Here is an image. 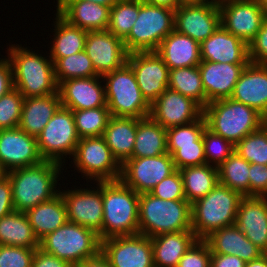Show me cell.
I'll return each mask as SVG.
<instances>
[{"instance_id":"cell-1","label":"cell","mask_w":267,"mask_h":267,"mask_svg":"<svg viewBox=\"0 0 267 267\" xmlns=\"http://www.w3.org/2000/svg\"><path fill=\"white\" fill-rule=\"evenodd\" d=\"M61 167L59 163L44 160L40 164L5 173L10 180L15 211L26 212L56 196Z\"/></svg>"},{"instance_id":"cell-2","label":"cell","mask_w":267,"mask_h":267,"mask_svg":"<svg viewBox=\"0 0 267 267\" xmlns=\"http://www.w3.org/2000/svg\"><path fill=\"white\" fill-rule=\"evenodd\" d=\"M7 51L12 66L14 88L24 98L59 93L54 63L49 56L48 59L38 52L15 44Z\"/></svg>"},{"instance_id":"cell-3","label":"cell","mask_w":267,"mask_h":267,"mask_svg":"<svg viewBox=\"0 0 267 267\" xmlns=\"http://www.w3.org/2000/svg\"><path fill=\"white\" fill-rule=\"evenodd\" d=\"M139 196L121 180L102 181V240L139 233Z\"/></svg>"},{"instance_id":"cell-4","label":"cell","mask_w":267,"mask_h":267,"mask_svg":"<svg viewBox=\"0 0 267 267\" xmlns=\"http://www.w3.org/2000/svg\"><path fill=\"white\" fill-rule=\"evenodd\" d=\"M243 196L218 183L206 196L191 204L192 231L205 239L213 231L234 225Z\"/></svg>"},{"instance_id":"cell-5","label":"cell","mask_w":267,"mask_h":267,"mask_svg":"<svg viewBox=\"0 0 267 267\" xmlns=\"http://www.w3.org/2000/svg\"><path fill=\"white\" fill-rule=\"evenodd\" d=\"M180 231H192L191 204L187 200H164L150 193L140 194V234L152 238Z\"/></svg>"},{"instance_id":"cell-6","label":"cell","mask_w":267,"mask_h":267,"mask_svg":"<svg viewBox=\"0 0 267 267\" xmlns=\"http://www.w3.org/2000/svg\"><path fill=\"white\" fill-rule=\"evenodd\" d=\"M203 115L209 130L234 145L267 122L255 109L231 98L208 103Z\"/></svg>"},{"instance_id":"cell-7","label":"cell","mask_w":267,"mask_h":267,"mask_svg":"<svg viewBox=\"0 0 267 267\" xmlns=\"http://www.w3.org/2000/svg\"><path fill=\"white\" fill-rule=\"evenodd\" d=\"M39 248L73 267L101 251L99 235L92 229L67 221L40 240Z\"/></svg>"},{"instance_id":"cell-8","label":"cell","mask_w":267,"mask_h":267,"mask_svg":"<svg viewBox=\"0 0 267 267\" xmlns=\"http://www.w3.org/2000/svg\"><path fill=\"white\" fill-rule=\"evenodd\" d=\"M105 84L107 107L111 116L149 117L150 104L138 87L135 74L126 62L122 67L102 76Z\"/></svg>"},{"instance_id":"cell-9","label":"cell","mask_w":267,"mask_h":267,"mask_svg":"<svg viewBox=\"0 0 267 267\" xmlns=\"http://www.w3.org/2000/svg\"><path fill=\"white\" fill-rule=\"evenodd\" d=\"M175 10L139 0V15L124 39L128 53L156 51L162 40L174 30Z\"/></svg>"},{"instance_id":"cell-10","label":"cell","mask_w":267,"mask_h":267,"mask_svg":"<svg viewBox=\"0 0 267 267\" xmlns=\"http://www.w3.org/2000/svg\"><path fill=\"white\" fill-rule=\"evenodd\" d=\"M79 140L73 112L62 106L37 136L38 149L42 158L61 165H65L62 164L65 163L64 156L73 157Z\"/></svg>"},{"instance_id":"cell-11","label":"cell","mask_w":267,"mask_h":267,"mask_svg":"<svg viewBox=\"0 0 267 267\" xmlns=\"http://www.w3.org/2000/svg\"><path fill=\"white\" fill-rule=\"evenodd\" d=\"M72 159L76 170L83 173L86 180H120L121 165L114 158L103 136L81 138Z\"/></svg>"},{"instance_id":"cell-12","label":"cell","mask_w":267,"mask_h":267,"mask_svg":"<svg viewBox=\"0 0 267 267\" xmlns=\"http://www.w3.org/2000/svg\"><path fill=\"white\" fill-rule=\"evenodd\" d=\"M175 171L169 153L156 157L130 158L121 166L120 180L138 194L149 193Z\"/></svg>"},{"instance_id":"cell-13","label":"cell","mask_w":267,"mask_h":267,"mask_svg":"<svg viewBox=\"0 0 267 267\" xmlns=\"http://www.w3.org/2000/svg\"><path fill=\"white\" fill-rule=\"evenodd\" d=\"M220 24L247 45L267 19L257 0H220Z\"/></svg>"},{"instance_id":"cell-14","label":"cell","mask_w":267,"mask_h":267,"mask_svg":"<svg viewBox=\"0 0 267 267\" xmlns=\"http://www.w3.org/2000/svg\"><path fill=\"white\" fill-rule=\"evenodd\" d=\"M101 252L111 267H154L151 238L140 233L106 238Z\"/></svg>"},{"instance_id":"cell-15","label":"cell","mask_w":267,"mask_h":267,"mask_svg":"<svg viewBox=\"0 0 267 267\" xmlns=\"http://www.w3.org/2000/svg\"><path fill=\"white\" fill-rule=\"evenodd\" d=\"M96 189H74L59 192L62 195L67 220L92 229L102 241L103 200L102 181H96Z\"/></svg>"},{"instance_id":"cell-16","label":"cell","mask_w":267,"mask_h":267,"mask_svg":"<svg viewBox=\"0 0 267 267\" xmlns=\"http://www.w3.org/2000/svg\"><path fill=\"white\" fill-rule=\"evenodd\" d=\"M37 143V137L22 129L0 130V171L34 166L43 162Z\"/></svg>"},{"instance_id":"cell-17","label":"cell","mask_w":267,"mask_h":267,"mask_svg":"<svg viewBox=\"0 0 267 267\" xmlns=\"http://www.w3.org/2000/svg\"><path fill=\"white\" fill-rule=\"evenodd\" d=\"M127 63L135 74L143 97L151 105L168 88V66L156 51L129 53Z\"/></svg>"},{"instance_id":"cell-18","label":"cell","mask_w":267,"mask_h":267,"mask_svg":"<svg viewBox=\"0 0 267 267\" xmlns=\"http://www.w3.org/2000/svg\"><path fill=\"white\" fill-rule=\"evenodd\" d=\"M203 115L192 98L167 88L151 105L149 117L163 128L187 125Z\"/></svg>"},{"instance_id":"cell-19","label":"cell","mask_w":267,"mask_h":267,"mask_svg":"<svg viewBox=\"0 0 267 267\" xmlns=\"http://www.w3.org/2000/svg\"><path fill=\"white\" fill-rule=\"evenodd\" d=\"M85 51L99 76L122 67L129 54L124 40L108 30L88 31Z\"/></svg>"},{"instance_id":"cell-20","label":"cell","mask_w":267,"mask_h":267,"mask_svg":"<svg viewBox=\"0 0 267 267\" xmlns=\"http://www.w3.org/2000/svg\"><path fill=\"white\" fill-rule=\"evenodd\" d=\"M218 3L182 5L175 9L174 30L201 44L220 26Z\"/></svg>"},{"instance_id":"cell-21","label":"cell","mask_w":267,"mask_h":267,"mask_svg":"<svg viewBox=\"0 0 267 267\" xmlns=\"http://www.w3.org/2000/svg\"><path fill=\"white\" fill-rule=\"evenodd\" d=\"M102 76L74 78L58 85L61 106L70 110L107 107L105 86Z\"/></svg>"},{"instance_id":"cell-22","label":"cell","mask_w":267,"mask_h":267,"mask_svg":"<svg viewBox=\"0 0 267 267\" xmlns=\"http://www.w3.org/2000/svg\"><path fill=\"white\" fill-rule=\"evenodd\" d=\"M246 66L247 64L201 61L198 67L206 95V105L213 101L230 98Z\"/></svg>"},{"instance_id":"cell-23","label":"cell","mask_w":267,"mask_h":267,"mask_svg":"<svg viewBox=\"0 0 267 267\" xmlns=\"http://www.w3.org/2000/svg\"><path fill=\"white\" fill-rule=\"evenodd\" d=\"M230 98L250 106L267 120V65L249 62Z\"/></svg>"},{"instance_id":"cell-24","label":"cell","mask_w":267,"mask_h":267,"mask_svg":"<svg viewBox=\"0 0 267 267\" xmlns=\"http://www.w3.org/2000/svg\"><path fill=\"white\" fill-rule=\"evenodd\" d=\"M235 225L253 244L267 253V197H243Z\"/></svg>"},{"instance_id":"cell-25","label":"cell","mask_w":267,"mask_h":267,"mask_svg":"<svg viewBox=\"0 0 267 267\" xmlns=\"http://www.w3.org/2000/svg\"><path fill=\"white\" fill-rule=\"evenodd\" d=\"M201 61L248 64V45L221 25L200 44Z\"/></svg>"},{"instance_id":"cell-26","label":"cell","mask_w":267,"mask_h":267,"mask_svg":"<svg viewBox=\"0 0 267 267\" xmlns=\"http://www.w3.org/2000/svg\"><path fill=\"white\" fill-rule=\"evenodd\" d=\"M57 12L70 24L86 31L107 30L110 7L86 0H57Z\"/></svg>"},{"instance_id":"cell-27","label":"cell","mask_w":267,"mask_h":267,"mask_svg":"<svg viewBox=\"0 0 267 267\" xmlns=\"http://www.w3.org/2000/svg\"><path fill=\"white\" fill-rule=\"evenodd\" d=\"M204 240L211 253L235 255L245 262L256 260L265 254L235 224L213 231Z\"/></svg>"},{"instance_id":"cell-28","label":"cell","mask_w":267,"mask_h":267,"mask_svg":"<svg viewBox=\"0 0 267 267\" xmlns=\"http://www.w3.org/2000/svg\"><path fill=\"white\" fill-rule=\"evenodd\" d=\"M156 53L169 70L198 66L201 63L200 44L191 37L173 30L160 43Z\"/></svg>"},{"instance_id":"cell-29","label":"cell","mask_w":267,"mask_h":267,"mask_svg":"<svg viewBox=\"0 0 267 267\" xmlns=\"http://www.w3.org/2000/svg\"><path fill=\"white\" fill-rule=\"evenodd\" d=\"M60 107L59 93L24 98L19 128L37 137Z\"/></svg>"},{"instance_id":"cell-30","label":"cell","mask_w":267,"mask_h":267,"mask_svg":"<svg viewBox=\"0 0 267 267\" xmlns=\"http://www.w3.org/2000/svg\"><path fill=\"white\" fill-rule=\"evenodd\" d=\"M137 125L138 118L111 116L104 131L106 144L121 166L132 156Z\"/></svg>"},{"instance_id":"cell-31","label":"cell","mask_w":267,"mask_h":267,"mask_svg":"<svg viewBox=\"0 0 267 267\" xmlns=\"http://www.w3.org/2000/svg\"><path fill=\"white\" fill-rule=\"evenodd\" d=\"M196 240L193 231L164 233L152 237L154 267H177L182 256Z\"/></svg>"},{"instance_id":"cell-32","label":"cell","mask_w":267,"mask_h":267,"mask_svg":"<svg viewBox=\"0 0 267 267\" xmlns=\"http://www.w3.org/2000/svg\"><path fill=\"white\" fill-rule=\"evenodd\" d=\"M25 214L39 241L68 221L66 207L60 192L52 199L27 210Z\"/></svg>"},{"instance_id":"cell-33","label":"cell","mask_w":267,"mask_h":267,"mask_svg":"<svg viewBox=\"0 0 267 267\" xmlns=\"http://www.w3.org/2000/svg\"><path fill=\"white\" fill-rule=\"evenodd\" d=\"M167 152L166 128L150 117L138 119L131 158L156 157Z\"/></svg>"},{"instance_id":"cell-34","label":"cell","mask_w":267,"mask_h":267,"mask_svg":"<svg viewBox=\"0 0 267 267\" xmlns=\"http://www.w3.org/2000/svg\"><path fill=\"white\" fill-rule=\"evenodd\" d=\"M39 244L25 212L13 211L0 219V245L37 250Z\"/></svg>"},{"instance_id":"cell-35","label":"cell","mask_w":267,"mask_h":267,"mask_svg":"<svg viewBox=\"0 0 267 267\" xmlns=\"http://www.w3.org/2000/svg\"><path fill=\"white\" fill-rule=\"evenodd\" d=\"M54 41L50 48V58H64L85 50L87 32L70 24L58 12L55 18Z\"/></svg>"},{"instance_id":"cell-36","label":"cell","mask_w":267,"mask_h":267,"mask_svg":"<svg viewBox=\"0 0 267 267\" xmlns=\"http://www.w3.org/2000/svg\"><path fill=\"white\" fill-rule=\"evenodd\" d=\"M179 171L184 194L190 204L206 196L219 183L218 169L212 165L188 166Z\"/></svg>"},{"instance_id":"cell-37","label":"cell","mask_w":267,"mask_h":267,"mask_svg":"<svg viewBox=\"0 0 267 267\" xmlns=\"http://www.w3.org/2000/svg\"><path fill=\"white\" fill-rule=\"evenodd\" d=\"M168 88L192 98L202 108L206 106V95L198 66L170 69Z\"/></svg>"},{"instance_id":"cell-38","label":"cell","mask_w":267,"mask_h":267,"mask_svg":"<svg viewBox=\"0 0 267 267\" xmlns=\"http://www.w3.org/2000/svg\"><path fill=\"white\" fill-rule=\"evenodd\" d=\"M218 177L221 185L227 186L240 193L243 197L249 196V169L250 163L234 151L219 167Z\"/></svg>"},{"instance_id":"cell-39","label":"cell","mask_w":267,"mask_h":267,"mask_svg":"<svg viewBox=\"0 0 267 267\" xmlns=\"http://www.w3.org/2000/svg\"><path fill=\"white\" fill-rule=\"evenodd\" d=\"M51 60L54 63L58 85L69 79L99 76L85 50L64 58H51Z\"/></svg>"},{"instance_id":"cell-40","label":"cell","mask_w":267,"mask_h":267,"mask_svg":"<svg viewBox=\"0 0 267 267\" xmlns=\"http://www.w3.org/2000/svg\"><path fill=\"white\" fill-rule=\"evenodd\" d=\"M79 138L103 136L111 113L108 107L72 110Z\"/></svg>"},{"instance_id":"cell-41","label":"cell","mask_w":267,"mask_h":267,"mask_svg":"<svg viewBox=\"0 0 267 267\" xmlns=\"http://www.w3.org/2000/svg\"><path fill=\"white\" fill-rule=\"evenodd\" d=\"M138 15L139 0H121L110 8L107 30L124 40L131 32Z\"/></svg>"},{"instance_id":"cell-42","label":"cell","mask_w":267,"mask_h":267,"mask_svg":"<svg viewBox=\"0 0 267 267\" xmlns=\"http://www.w3.org/2000/svg\"><path fill=\"white\" fill-rule=\"evenodd\" d=\"M207 123L204 115L198 120L180 126L166 129L167 152L172 155L179 146L195 145V142H203L202 134Z\"/></svg>"},{"instance_id":"cell-43","label":"cell","mask_w":267,"mask_h":267,"mask_svg":"<svg viewBox=\"0 0 267 267\" xmlns=\"http://www.w3.org/2000/svg\"><path fill=\"white\" fill-rule=\"evenodd\" d=\"M235 151L249 163L267 165V122L240 140Z\"/></svg>"},{"instance_id":"cell-44","label":"cell","mask_w":267,"mask_h":267,"mask_svg":"<svg viewBox=\"0 0 267 267\" xmlns=\"http://www.w3.org/2000/svg\"><path fill=\"white\" fill-rule=\"evenodd\" d=\"M206 164L219 167L234 151L235 145L207 127L202 134Z\"/></svg>"},{"instance_id":"cell-45","label":"cell","mask_w":267,"mask_h":267,"mask_svg":"<svg viewBox=\"0 0 267 267\" xmlns=\"http://www.w3.org/2000/svg\"><path fill=\"white\" fill-rule=\"evenodd\" d=\"M23 102V95L15 88L0 98V130L19 127Z\"/></svg>"},{"instance_id":"cell-46","label":"cell","mask_w":267,"mask_h":267,"mask_svg":"<svg viewBox=\"0 0 267 267\" xmlns=\"http://www.w3.org/2000/svg\"><path fill=\"white\" fill-rule=\"evenodd\" d=\"M36 249L0 245V267H32Z\"/></svg>"},{"instance_id":"cell-47","label":"cell","mask_w":267,"mask_h":267,"mask_svg":"<svg viewBox=\"0 0 267 267\" xmlns=\"http://www.w3.org/2000/svg\"><path fill=\"white\" fill-rule=\"evenodd\" d=\"M149 193L164 200H186L180 171L176 170L164 178Z\"/></svg>"},{"instance_id":"cell-48","label":"cell","mask_w":267,"mask_h":267,"mask_svg":"<svg viewBox=\"0 0 267 267\" xmlns=\"http://www.w3.org/2000/svg\"><path fill=\"white\" fill-rule=\"evenodd\" d=\"M171 156L176 170L206 164L203 142H195V145L179 146V149Z\"/></svg>"},{"instance_id":"cell-49","label":"cell","mask_w":267,"mask_h":267,"mask_svg":"<svg viewBox=\"0 0 267 267\" xmlns=\"http://www.w3.org/2000/svg\"><path fill=\"white\" fill-rule=\"evenodd\" d=\"M211 250L203 239H197L180 259L177 267H210Z\"/></svg>"},{"instance_id":"cell-50","label":"cell","mask_w":267,"mask_h":267,"mask_svg":"<svg viewBox=\"0 0 267 267\" xmlns=\"http://www.w3.org/2000/svg\"><path fill=\"white\" fill-rule=\"evenodd\" d=\"M248 55L250 62L267 65V19L257 35L248 44Z\"/></svg>"},{"instance_id":"cell-51","label":"cell","mask_w":267,"mask_h":267,"mask_svg":"<svg viewBox=\"0 0 267 267\" xmlns=\"http://www.w3.org/2000/svg\"><path fill=\"white\" fill-rule=\"evenodd\" d=\"M249 196L267 197V165L250 163Z\"/></svg>"},{"instance_id":"cell-52","label":"cell","mask_w":267,"mask_h":267,"mask_svg":"<svg viewBox=\"0 0 267 267\" xmlns=\"http://www.w3.org/2000/svg\"><path fill=\"white\" fill-rule=\"evenodd\" d=\"M15 211L12 201V190L9 177L0 174V219Z\"/></svg>"},{"instance_id":"cell-53","label":"cell","mask_w":267,"mask_h":267,"mask_svg":"<svg viewBox=\"0 0 267 267\" xmlns=\"http://www.w3.org/2000/svg\"><path fill=\"white\" fill-rule=\"evenodd\" d=\"M32 267H73L70 263L48 254L38 248L35 252Z\"/></svg>"},{"instance_id":"cell-54","label":"cell","mask_w":267,"mask_h":267,"mask_svg":"<svg viewBox=\"0 0 267 267\" xmlns=\"http://www.w3.org/2000/svg\"><path fill=\"white\" fill-rule=\"evenodd\" d=\"M14 89L12 66L8 58H0V98Z\"/></svg>"},{"instance_id":"cell-55","label":"cell","mask_w":267,"mask_h":267,"mask_svg":"<svg viewBox=\"0 0 267 267\" xmlns=\"http://www.w3.org/2000/svg\"><path fill=\"white\" fill-rule=\"evenodd\" d=\"M246 262L235 255L211 253L210 267H245Z\"/></svg>"},{"instance_id":"cell-56","label":"cell","mask_w":267,"mask_h":267,"mask_svg":"<svg viewBox=\"0 0 267 267\" xmlns=\"http://www.w3.org/2000/svg\"><path fill=\"white\" fill-rule=\"evenodd\" d=\"M74 267H111L107 257L100 251L97 255L87 258Z\"/></svg>"},{"instance_id":"cell-57","label":"cell","mask_w":267,"mask_h":267,"mask_svg":"<svg viewBox=\"0 0 267 267\" xmlns=\"http://www.w3.org/2000/svg\"><path fill=\"white\" fill-rule=\"evenodd\" d=\"M145 3L160 6V7H166L169 9H177L180 6V0H143Z\"/></svg>"},{"instance_id":"cell-58","label":"cell","mask_w":267,"mask_h":267,"mask_svg":"<svg viewBox=\"0 0 267 267\" xmlns=\"http://www.w3.org/2000/svg\"><path fill=\"white\" fill-rule=\"evenodd\" d=\"M245 267H267V254H263L256 260L246 262Z\"/></svg>"},{"instance_id":"cell-59","label":"cell","mask_w":267,"mask_h":267,"mask_svg":"<svg viewBox=\"0 0 267 267\" xmlns=\"http://www.w3.org/2000/svg\"><path fill=\"white\" fill-rule=\"evenodd\" d=\"M220 0H180V6L182 5H194V4H212L218 3Z\"/></svg>"},{"instance_id":"cell-60","label":"cell","mask_w":267,"mask_h":267,"mask_svg":"<svg viewBox=\"0 0 267 267\" xmlns=\"http://www.w3.org/2000/svg\"><path fill=\"white\" fill-rule=\"evenodd\" d=\"M89 1L91 3H96L99 5H103V6H108V7H112L114 6L117 2L121 1V0H86Z\"/></svg>"},{"instance_id":"cell-61","label":"cell","mask_w":267,"mask_h":267,"mask_svg":"<svg viewBox=\"0 0 267 267\" xmlns=\"http://www.w3.org/2000/svg\"><path fill=\"white\" fill-rule=\"evenodd\" d=\"M257 2L267 18V0H257Z\"/></svg>"}]
</instances>
